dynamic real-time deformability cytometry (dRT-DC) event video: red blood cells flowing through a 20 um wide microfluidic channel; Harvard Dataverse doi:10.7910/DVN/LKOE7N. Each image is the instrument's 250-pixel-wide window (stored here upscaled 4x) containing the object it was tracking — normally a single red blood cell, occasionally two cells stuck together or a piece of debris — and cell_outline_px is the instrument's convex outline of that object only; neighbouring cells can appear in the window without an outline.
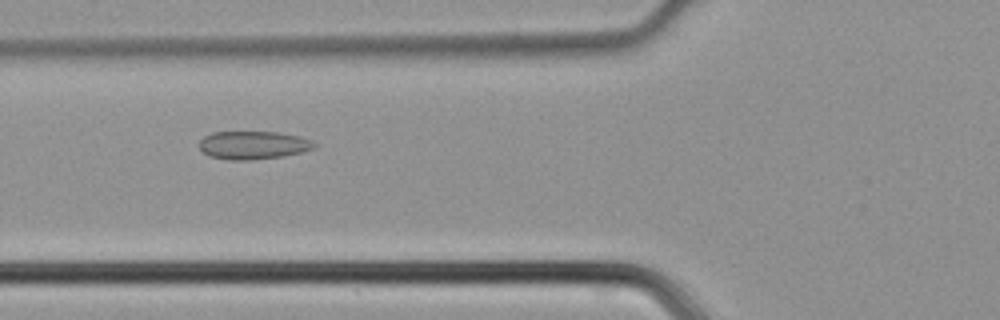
{"species": "common noctule bat (a hibernating species)", "species_latin": "Nyctalus noctula", "temperature_condition": "cold", "stored_images_in_passage": 40, "camera_frame_rate_fps": 3000, "um_per_image_px": 0.085, "animal": {"sex": "male", "body_mass_g": 21.5, "forearm_length_mm": 52.0}, "frame": {"image": 1, "passage_image": 12, "time_ms": 3.667, "image_size_px": [1000, 320], "cell_outline_px": [[316, 148], [284, 156], [252, 160], [232, 160], [208, 156], [200, 148], [200, 140], [204, 136], [212, 132], [276, 132], [300, 136], [312, 140], [316, 144]], "centroid_in_image_um": [21.54, 12.34], "position_along_channel_um": 104.3, "area_um2": 18.9}}
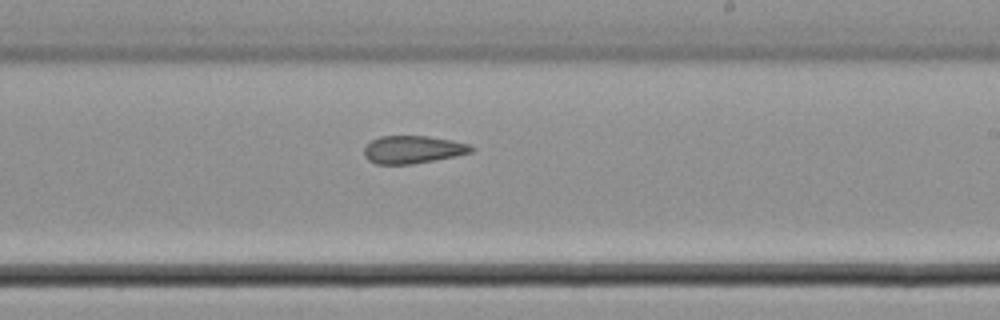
{"frame": {"image": 2, "passage_image": 22, "time_ms": 7.0, "image_size_px": [1000, 320], "cell_outline_px": [[476, 148], [472, 152], [456, 156], [436, 160], [412, 164], [376, 164], [368, 160], [364, 156], [364, 148], [372, 140], [380, 136], [428, 136], [452, 140], [468, 144]], "centroid_in_image_um": [35.1, 12.71], "position_along_channel_um": 253.9, "area_um2": 17.4}}
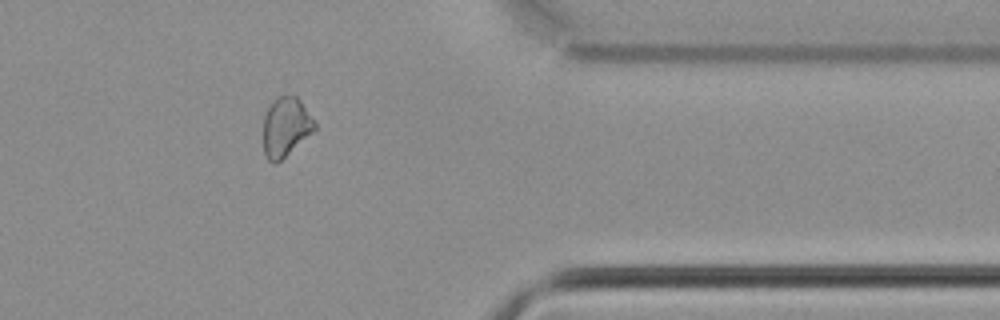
{"frame": {"image": 3, "passage_image": 32, "time_ms": 10.333, "image_size_px": [1000, 320], "cell_outline_px": [[316, 128], [312, 132], [276, 164], [272, 164], [268, 160], [264, 152], [264, 116], [268, 108], [276, 96], [296, 96], [300, 100], [316, 124]], "centroid_in_image_um": [24.27, 10.79], "position_along_channel_um": 387.1, "area_um2": 17.4}}